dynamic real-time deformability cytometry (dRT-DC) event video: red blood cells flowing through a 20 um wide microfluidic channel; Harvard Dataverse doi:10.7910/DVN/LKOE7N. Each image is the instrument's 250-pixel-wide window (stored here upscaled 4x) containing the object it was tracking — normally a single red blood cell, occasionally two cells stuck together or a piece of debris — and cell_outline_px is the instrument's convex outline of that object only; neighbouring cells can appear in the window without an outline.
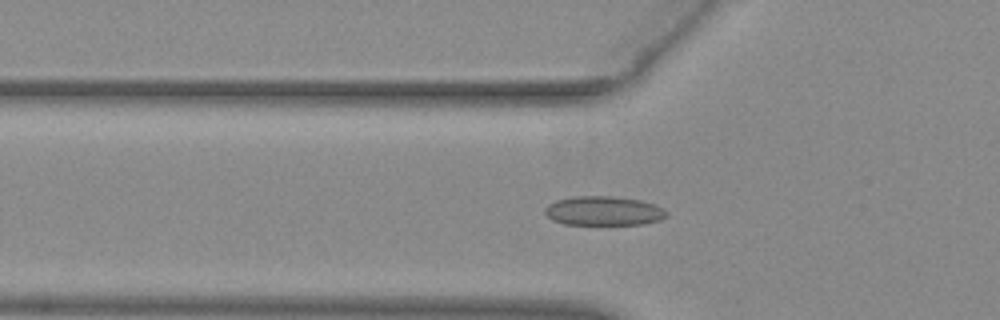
{"species": "common noctule bat (a hibernating species)", "species_latin": "Nyctalus noctula", "temperature_condition": "warm", "stored_images_in_passage": 48, "camera_frame_rate_fps": 3000, "um_per_image_px": 0.085, "animal": {"sex": "female", "body_mass_g": 29.2, "forearm_length_mm": 56.3}, "frame": {"image": 1, "passage_image": 14, "time_ms": 4.333, "image_size_px": [1000, 320], "cell_outline_px": [[668, 216], [660, 220], [644, 224], [564, 224], [552, 220], [544, 212], [544, 208], [548, 204], [556, 200], [572, 196], [612, 196], [640, 200], [656, 204], [664, 208], [668, 212]], "centroid_in_image_um": [51.33, 17.92], "position_along_channel_um": 74.5, "area_um2": 20.92}}
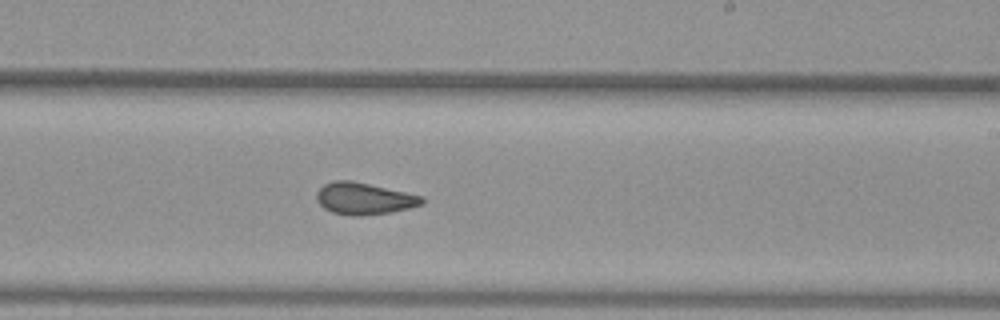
{"frame": {"image": 2, "passage_image": 28, "time_ms": 9.0, "image_size_px": [1000, 320], "cell_outline_px": [[424, 204], [392, 212], [364, 216], [352, 216], [332, 212], [324, 208], [316, 200], [316, 192], [324, 184], [336, 180], [352, 180], [424, 196]], "centroid_in_image_um": [30.95, 16.88], "position_along_channel_um": 258.0, "area_um2": 19.71}}
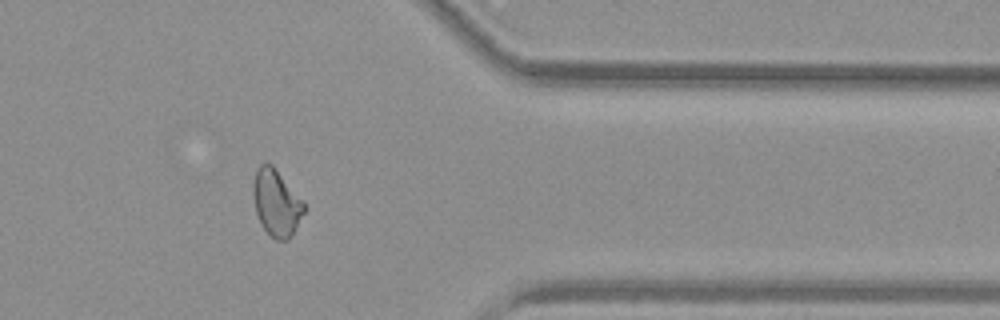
{"frame": {"image": 3, "passage_image": 39, "time_ms": 12.667, "image_size_px": [1000, 320], "cell_outline_px": [[308, 208], [288, 240], [276, 240], [264, 228], [256, 212], [252, 196], [252, 184], [256, 168], [260, 164], [272, 164], [304, 200]], "centroid_in_image_um": [23.51, 17.21], "position_along_channel_um": 387.9, "area_um2": 20.0}, "authors_computed_cell_mechanics": {"area_um2": 20.0566, "velocity_mm_per_s": 3.9264, "shape_relaxation_time_tau1_ms": null, "shape_relaxation_time_tau2_ms": 1.4165, "deformation_change_tau1": null, "deformation_change_tau2": 0.0649}}